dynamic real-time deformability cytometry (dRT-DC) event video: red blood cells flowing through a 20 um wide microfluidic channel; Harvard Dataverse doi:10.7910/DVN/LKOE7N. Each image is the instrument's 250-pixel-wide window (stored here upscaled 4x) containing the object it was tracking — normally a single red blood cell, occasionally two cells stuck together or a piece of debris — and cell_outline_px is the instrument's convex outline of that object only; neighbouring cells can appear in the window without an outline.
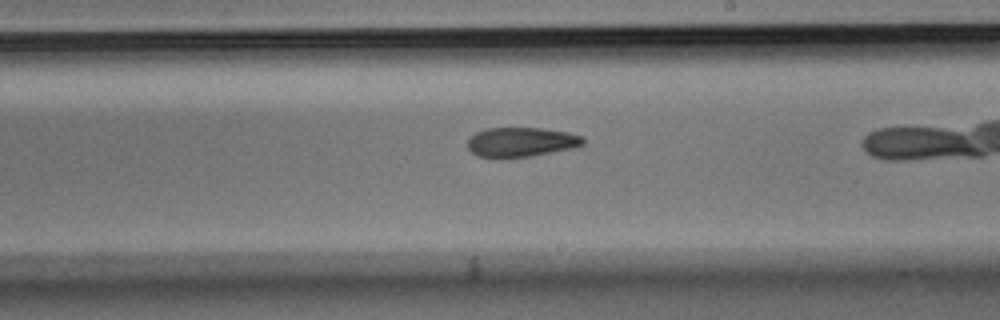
{"species": "Egyptian fruit bat (a non-hibernating species)", "species_latin": "Rousettus aegyptiacus", "temperature_condition": "room temperature", "stored_images_in_passage": 30, "camera_frame_rate_fps": 3000, "um_per_image_px": 0.085, "animal": {"sex": "male"}, "frame": {"image": 1, "passage_image": 18, "time_ms": 5.667, "image_size_px": [1000, 320], "cell_outline_px": [[584, 144], [576, 148], [532, 156], [476, 156], [468, 148], [468, 140], [476, 132], [488, 128], [540, 128], [568, 132], [584, 136]], "centroid_in_image_um": [44.37, 12.06], "position_along_channel_um": 244.6, "area_um2": 19.65}}